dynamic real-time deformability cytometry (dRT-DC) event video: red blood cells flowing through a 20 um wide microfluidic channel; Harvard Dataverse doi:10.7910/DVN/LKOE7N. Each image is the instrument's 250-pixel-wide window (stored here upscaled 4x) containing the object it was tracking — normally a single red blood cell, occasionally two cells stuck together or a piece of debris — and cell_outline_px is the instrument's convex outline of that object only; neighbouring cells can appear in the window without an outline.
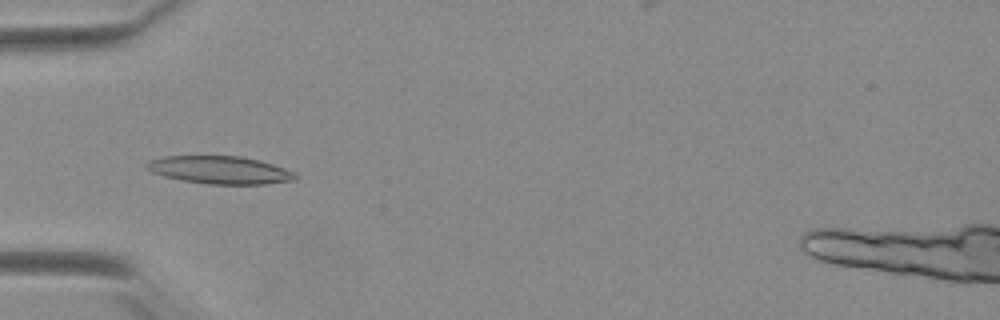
{"species": "Egyptian fruit bat (a non-hibernating species)", "species_latin": "Rousettus aegyptiacus", "temperature_condition": "warm", "stored_images_in_passage": 24, "camera_frame_rate_fps": 3000, "um_per_image_px": 0.085, "animal": {"sex": "female"}, "frame": {"image": 1, "passage_image": 3, "time_ms": 0.667, "image_size_px": [1000, 320], "cell_outline_px": [[296, 180], [264, 184], [208, 184], [184, 180], [164, 176], [152, 172], [144, 168], [144, 164], [152, 160], [164, 156], [240, 156], [260, 160], [284, 168], [292, 172], [296, 176]], "centroid_in_image_um": [18.67, 14.44], "position_along_channel_um": 66.3, "area_um2": 23.87}}
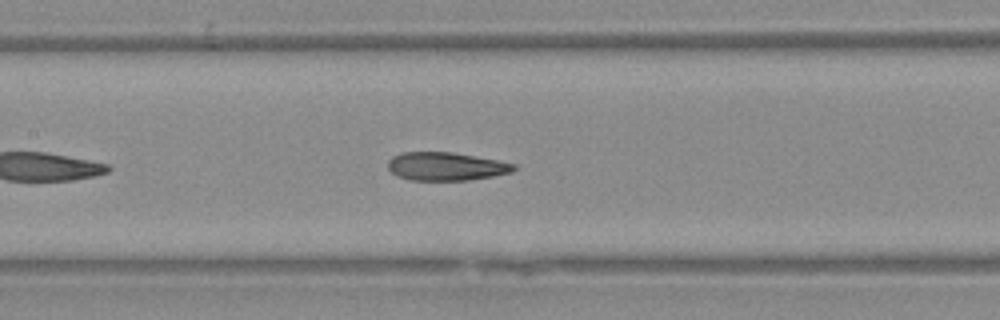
{"frame": {"image": 2, "passage_image": 11, "time_ms": 3.333, "image_size_px": [1000, 320], "cell_outline_px": [[516, 168], [512, 172], [492, 176], [468, 180], [412, 180], [396, 176], [388, 168], [388, 160], [392, 156], [400, 152], [452, 152], [496, 160], [516, 164]], "centroid_in_image_um": [37.88, 14.14], "position_along_channel_um": 169.5, "area_um2": 20.69}}
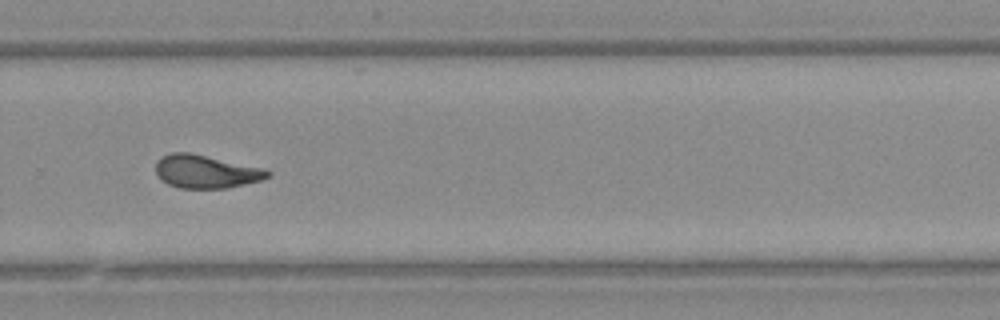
{"frame": {"image": 3, "passage_image": 22, "time_ms": 7.0, "image_size_px": [1000, 320], "cell_outline_px": [[272, 172], [268, 176], [260, 180], [228, 188], [180, 188], [168, 184], [156, 172], [156, 160], [172, 152], [188, 152], [264, 168]], "centroid_in_image_um": [17.51, 14.58], "position_along_channel_um": 312.3, "area_um2": 21.33}}